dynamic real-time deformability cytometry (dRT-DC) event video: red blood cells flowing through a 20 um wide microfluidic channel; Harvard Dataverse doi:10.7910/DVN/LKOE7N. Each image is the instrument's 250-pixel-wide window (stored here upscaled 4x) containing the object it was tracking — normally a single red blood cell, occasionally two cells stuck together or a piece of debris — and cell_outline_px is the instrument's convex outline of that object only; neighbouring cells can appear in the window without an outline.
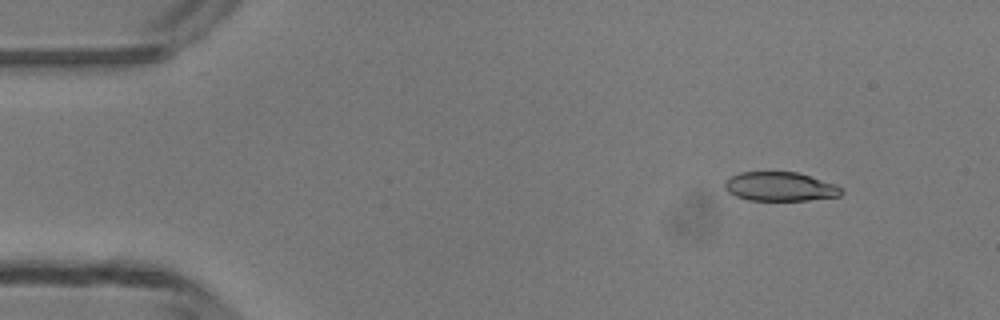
{"species": "common noctule bat (a hibernating species)", "species_latin": "Nyctalus noctula", "temperature_condition": "room temperature", "stored_images_in_passage": 17, "camera_frame_rate_fps": 3000, "um_per_image_px": 0.085, "animal": {"sex": "male", "body_mass_g": 13.3}, "frame": {"image": 1, "passage_image": 6, "time_ms": 1.667, "image_size_px": [1000, 320], "cell_outline_px": [[844, 192], [840, 196], [808, 200], [748, 200], [736, 196], [728, 192], [724, 188], [724, 180], [740, 172], [796, 172], [836, 184]], "centroid_in_image_um": [66.29, 15.86], "position_along_channel_um": 18.7, "area_um2": 19.71}}
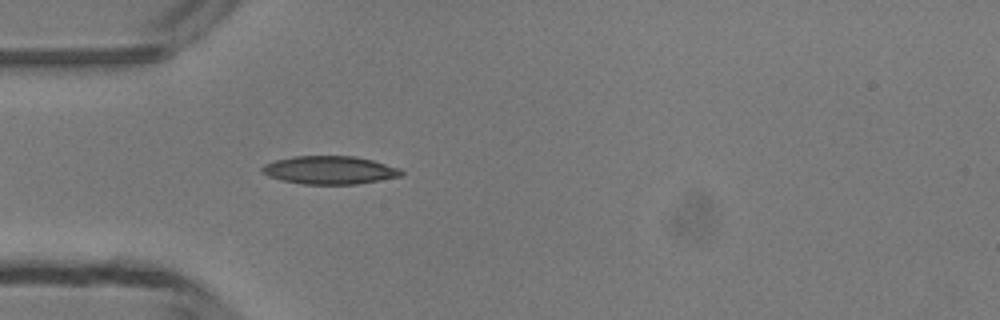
{"frame": {"image": 2, "passage_image": 15, "time_ms": 4.667, "image_size_px": [1000, 320], "cell_outline_px": [[404, 172], [400, 176], [380, 180], [356, 184], [300, 184], [280, 180], [268, 176], [260, 172], [260, 168], [264, 164], [276, 160], [292, 156], [356, 156], [372, 160], [400, 168]], "centroid_in_image_um": [27.98, 14.46], "position_along_channel_um": 57.0, "area_um2": 22.95}}